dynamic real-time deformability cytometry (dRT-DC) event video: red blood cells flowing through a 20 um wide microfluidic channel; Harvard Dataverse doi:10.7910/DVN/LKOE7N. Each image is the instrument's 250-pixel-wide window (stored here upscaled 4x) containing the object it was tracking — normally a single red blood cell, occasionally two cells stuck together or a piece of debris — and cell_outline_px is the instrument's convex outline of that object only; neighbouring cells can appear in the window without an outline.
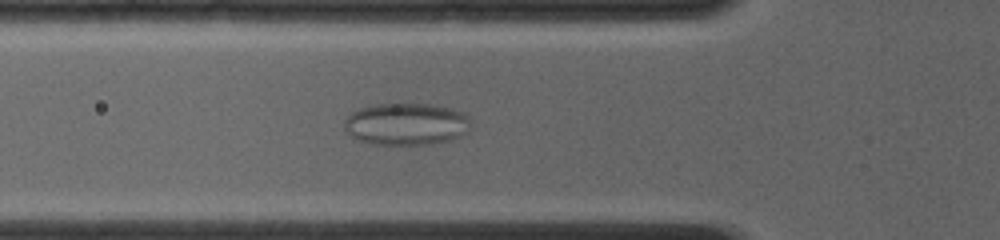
{"species": "common noctule bat (a hibernating species)", "species_latin": "Nyctalus noctula", "temperature_condition": "room temperature", "stored_images_in_passage": 46, "camera_frame_rate_fps": 4000, "um_per_image_px": 0.085, "animal": {"sex": "female", "body_mass_g": 19.0, "forearm_length_mm": 56.7}, "frame": {"image": 1, "passage_image": 5, "time_ms": 1.0, "image_size_px": [1000, 240], "cell_outline_px": [[468, 132], [460, 136], [448, 140], [432, 144], [372, 144], [360, 140], [352, 136], [344, 128], [344, 120], [352, 112], [360, 108], [376, 104], [436, 104], [468, 112]], "centroid_in_image_um": [34.56, 10.53], "position_along_channel_um": 91.2, "area_um2": 31.1}}
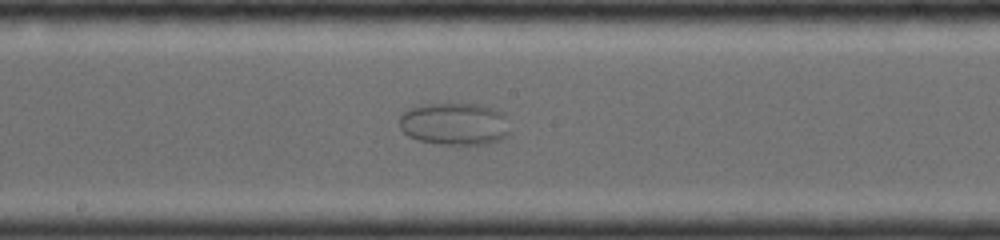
{"frame": {"image": 2, "passage_image": 17, "time_ms": 4.0, "image_size_px": [1000, 240], "cell_outline_px": [[508, 132], [500, 140], [488, 144], [440, 144], [420, 140], [408, 136], [400, 128], [400, 116], [404, 112], [412, 108], [428, 104], [476, 104], [492, 108], [504, 112]], "centroid_in_image_um": [38.64, 10.54], "position_along_channel_um": 209.6, "area_um2": 26.93}}
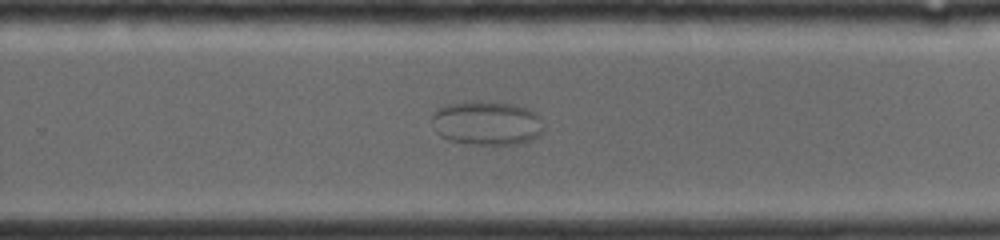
{"frame": {"image": 3, "passage_image": 25, "time_ms": 6.0, "image_size_px": [1000, 240], "cell_outline_px": [[544, 128], [540, 136], [532, 140], [516, 144], [472, 144], [448, 140], [440, 136], [436, 132], [432, 120], [432, 116], [440, 108], [448, 104], [476, 100], [480, 100], [512, 104], [524, 108], [540, 116]], "centroid_in_image_um": [41.39, 10.46], "position_along_channel_um": 288.4, "area_um2": 28.73}}